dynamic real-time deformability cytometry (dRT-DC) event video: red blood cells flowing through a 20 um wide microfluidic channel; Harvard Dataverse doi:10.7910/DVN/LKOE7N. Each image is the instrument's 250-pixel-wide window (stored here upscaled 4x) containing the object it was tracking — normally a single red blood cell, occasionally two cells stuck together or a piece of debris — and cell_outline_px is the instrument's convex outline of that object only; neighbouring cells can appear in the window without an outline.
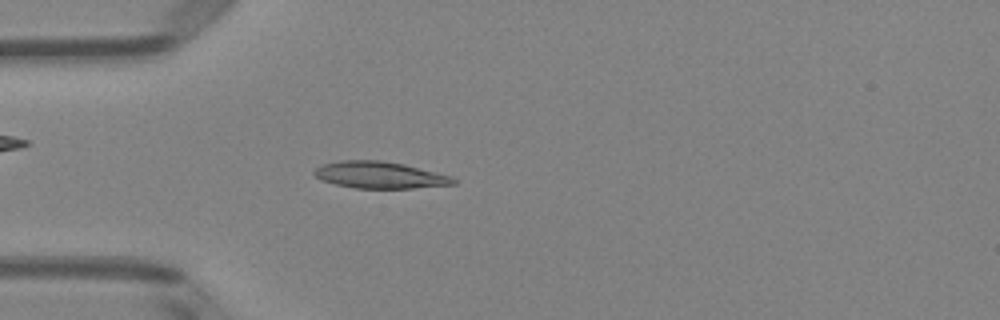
{"species": "Egyptian fruit bat (a non-hibernating species)", "species_latin": "Rousettus aegyptiacus", "temperature_condition": "room temperature", "stored_images_in_passage": 50, "camera_frame_rate_fps": 3000, "um_per_image_px": 0.085, "animal": {"sex": "female"}, "frame": {"image": 1, "passage_image": 14, "time_ms": 4.333, "image_size_px": [1000, 320], "cell_outline_px": [[456, 184], [412, 188], [356, 188], [336, 184], [320, 180], [312, 172], [316, 168], [324, 164], [340, 160], [380, 160], [404, 164], [452, 176], [456, 180]], "centroid_in_image_um": [32.28, 14.87], "position_along_channel_um": 52.7, "area_um2": 21.62}}
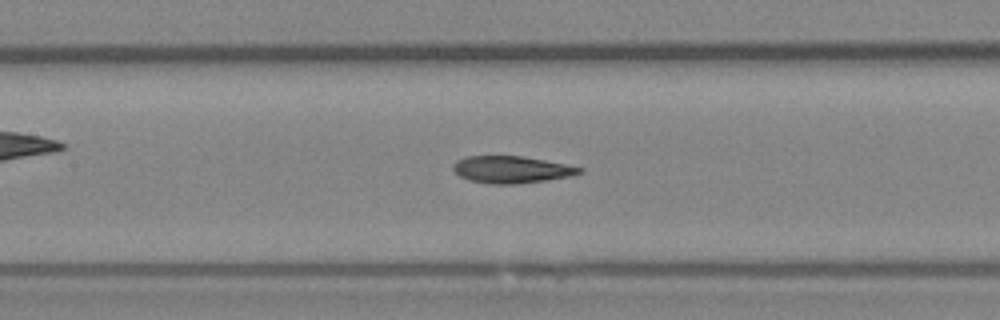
{"frame": {"image": 2, "passage_image": 23, "time_ms": 7.333, "image_size_px": [1000, 320], "cell_outline_px": [[584, 172], [572, 176], [548, 180], [520, 184], [488, 184], [468, 180], [460, 176], [452, 168], [452, 164], [456, 160], [464, 156], [524, 156], [584, 168]], "centroid_in_image_um": [43.47, 14.42], "position_along_channel_um": 163.9, "area_um2": 20.17}}
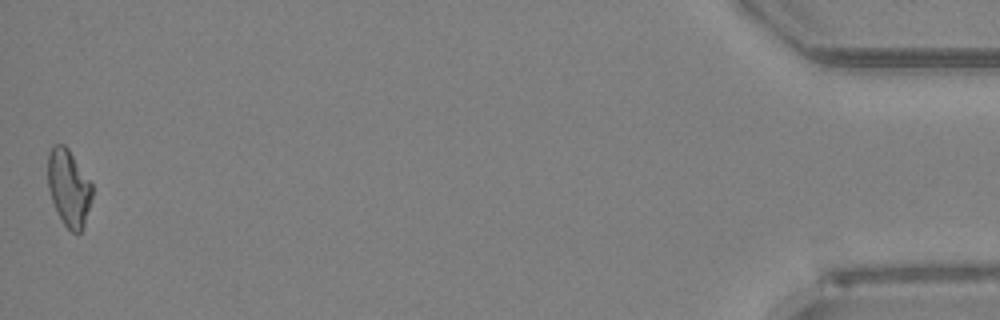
{"frame": {"image": 3, "passage_image": 50, "time_ms": 16.333, "image_size_px": [1000, 320], "cell_outline_px": [[92, 196], [84, 224], [80, 232], [72, 232], [64, 224], [52, 200], [48, 188], [48, 152], [56, 144], [64, 144], [68, 148], [92, 184]], "centroid_in_image_um": [5.84, 15.94], "position_along_channel_um": 429.4, "area_um2": 19.42}, "authors_computed_cell_mechanics": {"area_um2": 20.2011, "velocity_mm_per_s": 3.9878, "shape_relaxation_time_tau1_ms": null, "shape_relaxation_time_tau2_ms": 2.9131, "deformation_change_tau1": null, "deformation_change_tau2": 0.0913}}